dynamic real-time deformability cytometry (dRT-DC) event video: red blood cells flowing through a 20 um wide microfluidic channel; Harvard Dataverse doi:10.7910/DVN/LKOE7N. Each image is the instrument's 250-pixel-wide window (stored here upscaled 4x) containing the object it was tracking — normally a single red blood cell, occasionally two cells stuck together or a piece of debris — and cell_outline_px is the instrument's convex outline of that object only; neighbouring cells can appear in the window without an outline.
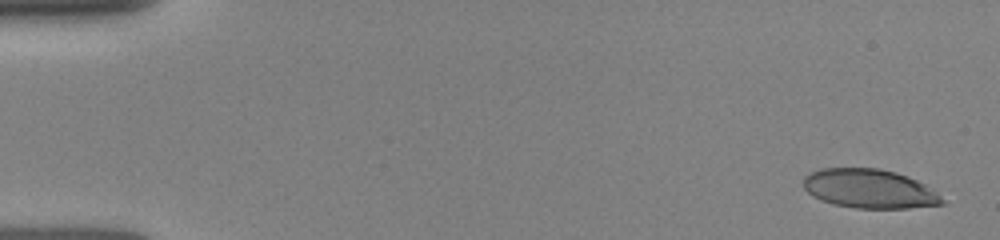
{"species": "human", "species_latin": "Homo sapiens", "temperature_condition": "room temperature", "stored_images_in_passage": 5, "camera_frame_rate_fps": 3000, "um_per_image_px": 0.085, "donor": {"sex": "female"}, "frame": {"image": 1, "passage_image": 1, "time_ms": 0.0, "image_size_px": [1000, 240], "cell_outline_px": [[944, 204], [908, 208], [856, 208], [832, 204], [820, 200], [812, 196], [804, 188], [804, 176], [808, 172], [820, 168], [880, 168], [896, 172], [908, 176], [924, 184], [940, 196], [944, 200]], "centroid_in_image_um": [73.86, 16.03], "position_along_channel_um": 11.1, "area_um2": 31.67}}
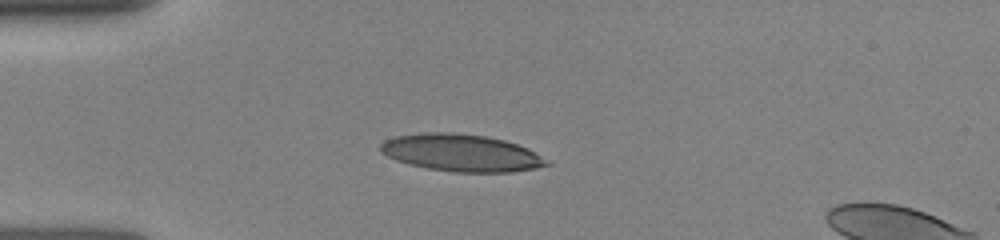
{"frame": {"image": 2, "passage_image": 5, "time_ms": 3.667, "image_size_px": [1000, 240], "cell_outline_px": [[552, 164], [536, 168], [512, 172], [456, 172], [428, 168], [408, 164], [396, 160], [380, 152], [380, 144], [384, 140], [396, 136], [424, 132], [448, 132], [488, 136], [504, 140], [528, 148], [552, 160]], "centroid_in_image_um": [39.25, 12.99], "position_along_channel_um": 45.7, "area_um2": 36.3}}